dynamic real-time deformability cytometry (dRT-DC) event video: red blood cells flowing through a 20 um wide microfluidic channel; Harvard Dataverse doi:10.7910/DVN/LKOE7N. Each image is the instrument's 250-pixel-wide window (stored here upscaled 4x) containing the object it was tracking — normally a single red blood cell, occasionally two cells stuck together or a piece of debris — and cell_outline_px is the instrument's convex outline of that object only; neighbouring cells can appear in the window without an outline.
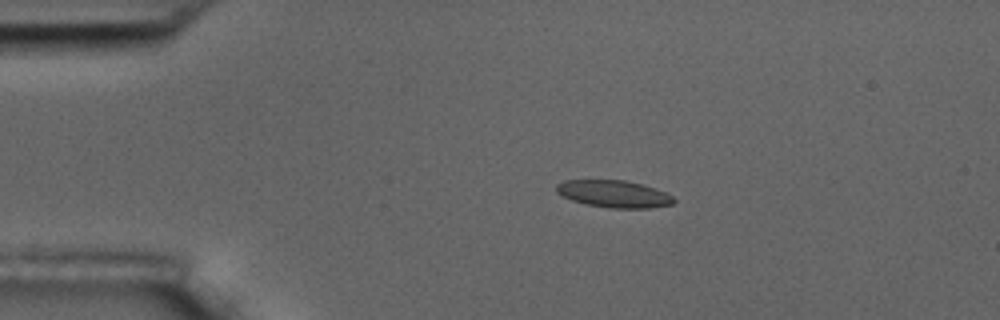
{"species": "common noctule bat (a hibernating species)", "species_latin": "Nyctalus noctula", "temperature_condition": "room temperature", "stored_images_in_passage": 4, "camera_frame_rate_fps": 3000, "um_per_image_px": 0.085, "animal": {"sex": "male", "body_mass_g": 17.5, "forearm_length_mm": 52.3}, "frame": {"image": 1, "passage_image": 3, "time_ms": 3.0, "image_size_px": [1000, 320], "cell_outline_px": [[676, 200], [672, 204], [652, 208], [608, 208], [588, 204], [572, 200], [556, 192], [556, 184], [564, 180], [624, 180], [644, 184], [668, 192]], "centroid_in_image_um": [52.23, 16.47], "position_along_channel_um": 32.8, "area_um2": 18.73}}